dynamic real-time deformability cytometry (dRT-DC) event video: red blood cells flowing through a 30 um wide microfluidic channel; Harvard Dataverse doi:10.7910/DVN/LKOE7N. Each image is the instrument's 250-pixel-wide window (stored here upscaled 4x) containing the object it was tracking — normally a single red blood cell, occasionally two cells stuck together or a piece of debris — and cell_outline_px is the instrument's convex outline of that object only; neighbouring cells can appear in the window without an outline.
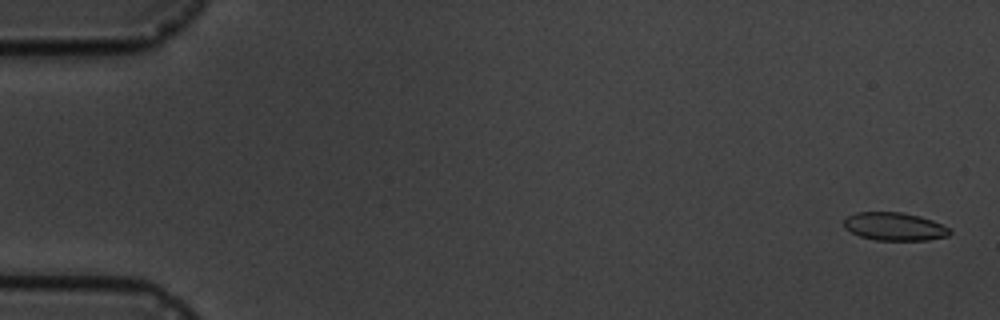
{"species": "common noctule bat (a hibernating species)", "species_latin": "Nyctalus noctula", "temperature_condition": "cold", "stored_images_in_passage": 5, "camera_frame_rate_fps": 3000, "um_per_image_px": 0.085, "animal": {"sex": "male", "body_mass_g": 19.5, "forearm_length_mm": 54.6}, "frame": {"image": 1, "passage_image": 1, "time_ms": 0.0, "image_size_px": [1000, 320], "cell_outline_px": [[952, 232], [948, 236], [928, 240], [876, 240], [860, 236], [844, 228], [844, 220], [848, 216], [856, 212], [900, 212], [920, 216], [932, 220], [948, 228]], "centroid_in_image_um": [76.03, 19.25], "position_along_channel_um": 9.0, "area_um2": 17.22}}
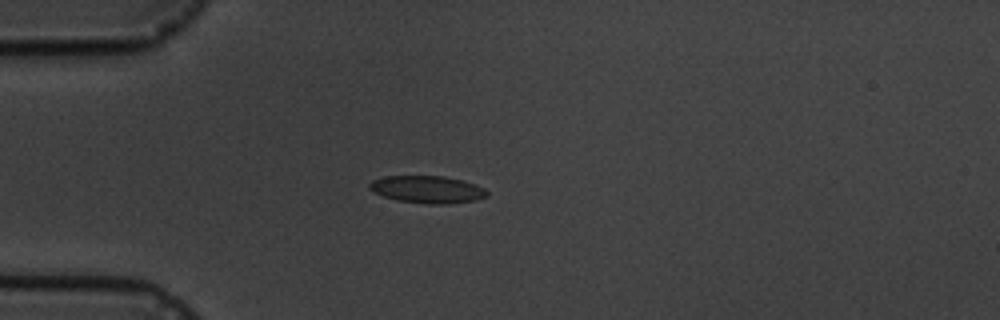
{"frame": {"image": 2, "passage_image": 5, "time_ms": 4.667, "image_size_px": [1000, 320], "cell_outline_px": [[488, 196], [476, 200], [448, 204], [424, 204], [396, 200], [384, 196], [368, 188], [368, 184], [372, 180], [384, 176], [444, 176], [476, 184], [484, 188], [488, 192]], "centroid_in_image_um": [36.33, 16.11], "position_along_channel_um": 48.7, "area_um2": 18.79}}